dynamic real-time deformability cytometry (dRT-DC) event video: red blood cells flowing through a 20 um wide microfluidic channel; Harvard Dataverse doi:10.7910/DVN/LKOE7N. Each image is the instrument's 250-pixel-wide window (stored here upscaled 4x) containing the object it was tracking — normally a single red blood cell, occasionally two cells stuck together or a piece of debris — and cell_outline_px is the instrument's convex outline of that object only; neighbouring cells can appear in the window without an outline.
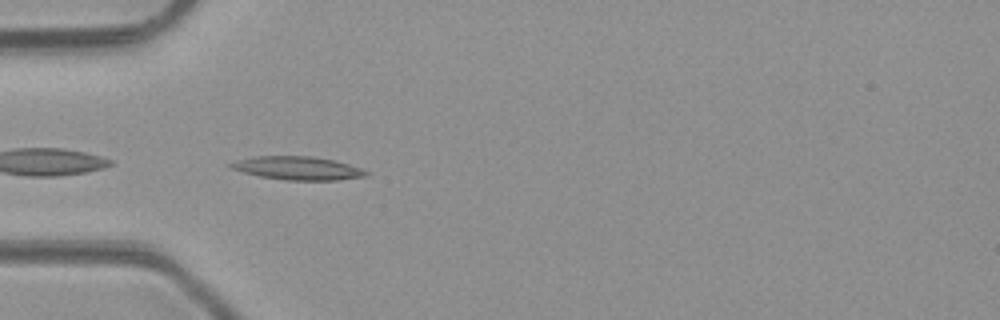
{"species": "common noctule bat (a hibernating species)", "species_latin": "Nyctalus noctula", "temperature_condition": "room temperature", "stored_images_in_passage": 5, "camera_frame_rate_fps": 3000, "um_per_image_px": 0.085, "animal": {"sex": "male", "body_mass_g": 23.1, "forearm_length_mm": 52.7}, "frame": {"image": 1, "passage_image": 4, "time_ms": 3.333, "image_size_px": [1000, 320], "cell_outline_px": [[368, 176], [336, 180], [284, 180], [260, 176], [244, 172], [232, 168], [228, 164], [240, 160], [256, 156], [312, 156], [336, 160], [360, 168], [368, 172]], "centroid_in_image_um": [25.35, 14.29], "position_along_channel_um": 59.6, "area_um2": 18.21}}
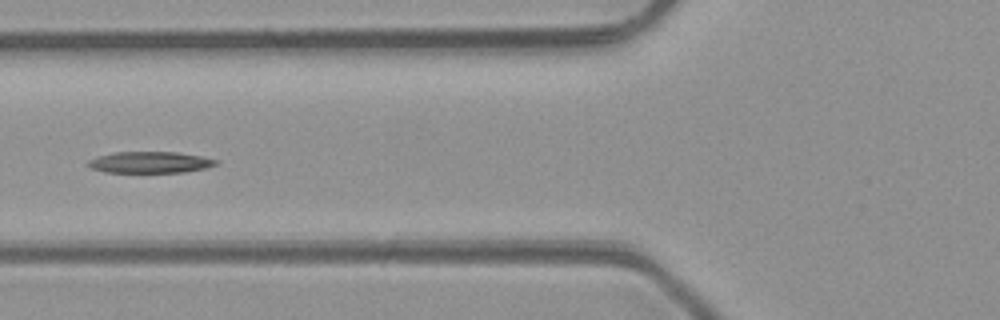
{"frame": {"image": 2, "passage_image": 5, "time_ms": 4.667, "image_size_px": [1000, 320], "cell_outline_px": [[220, 160], [216, 164], [204, 168], [184, 172], [104, 172], [92, 168], [84, 164], [88, 160], [112, 152], [176, 152], [200, 156]], "centroid_in_image_um": [12.72, 13.79], "position_along_channel_um": 113.1, "area_um2": 15.84}}